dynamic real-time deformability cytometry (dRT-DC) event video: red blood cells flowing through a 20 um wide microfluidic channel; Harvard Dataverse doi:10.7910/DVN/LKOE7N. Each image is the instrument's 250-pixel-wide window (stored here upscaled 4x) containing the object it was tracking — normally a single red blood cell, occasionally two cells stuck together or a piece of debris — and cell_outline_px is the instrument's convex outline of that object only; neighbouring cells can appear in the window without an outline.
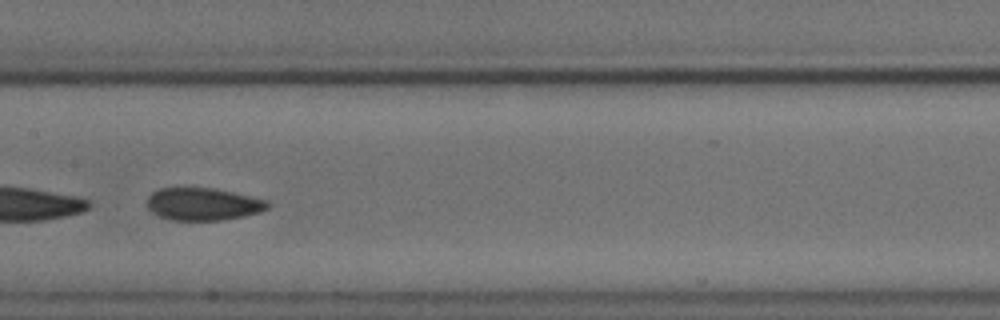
{"species": "common noctule bat (a hibernating species)", "species_latin": "Nyctalus noctula", "temperature_condition": "cold", "stored_images_in_passage": 29, "camera_frame_rate_fps": 3000, "um_per_image_px": 0.085, "animal": {"sex": "male", "body_mass_g": 18.8}, "frame": {"image": 1, "passage_image": 25, "time_ms": 8.0, "image_size_px": [1000, 320], "cell_outline_px": [[272, 204], [268, 208], [260, 212], [244, 216], [220, 220], [172, 220], [160, 216], [152, 212], [148, 208], [148, 196], [152, 192], [160, 188], [212, 188], [232, 192], [268, 200]], "centroid_in_image_um": [17.28, 17.35], "position_along_channel_um": 190.1, "area_um2": 22.77}}